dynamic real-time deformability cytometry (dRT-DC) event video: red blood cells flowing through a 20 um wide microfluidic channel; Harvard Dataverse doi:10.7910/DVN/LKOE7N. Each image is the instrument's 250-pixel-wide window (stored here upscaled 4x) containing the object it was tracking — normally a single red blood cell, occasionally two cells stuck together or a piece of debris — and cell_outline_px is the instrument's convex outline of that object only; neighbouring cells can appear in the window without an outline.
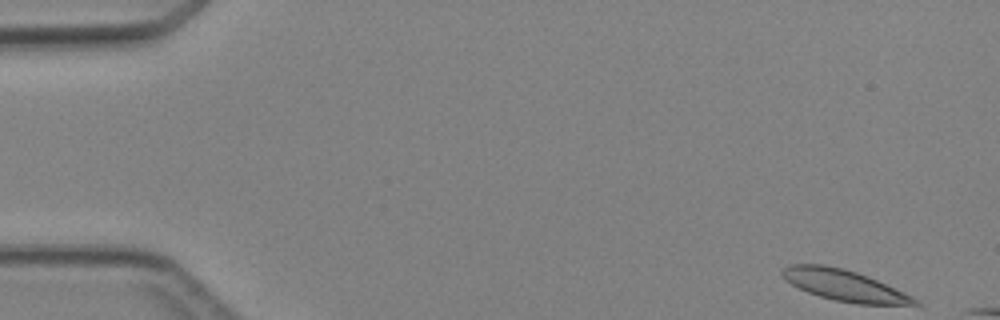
{"species": "Egyptian fruit bat (a non-hibernating species)", "species_latin": "Rousettus aegyptiacus", "temperature_condition": "cold", "stored_images_in_passage": 4, "camera_frame_rate_fps": 3000, "um_per_image_px": 0.085, "animal": {"sex": "female"}, "frame": {"image": 1, "passage_image": 1, "time_ms": 0.0, "image_size_px": [1000, 320], "cell_outline_px": [[924, 304], [856, 304], [836, 300], [820, 296], [808, 292], [784, 280], [780, 272], [788, 264], [824, 264], [844, 268], [868, 276], [904, 292], [912, 296]], "centroid_in_image_um": [71.73, 24.24], "position_along_channel_um": 13.3, "area_um2": 23.87}}